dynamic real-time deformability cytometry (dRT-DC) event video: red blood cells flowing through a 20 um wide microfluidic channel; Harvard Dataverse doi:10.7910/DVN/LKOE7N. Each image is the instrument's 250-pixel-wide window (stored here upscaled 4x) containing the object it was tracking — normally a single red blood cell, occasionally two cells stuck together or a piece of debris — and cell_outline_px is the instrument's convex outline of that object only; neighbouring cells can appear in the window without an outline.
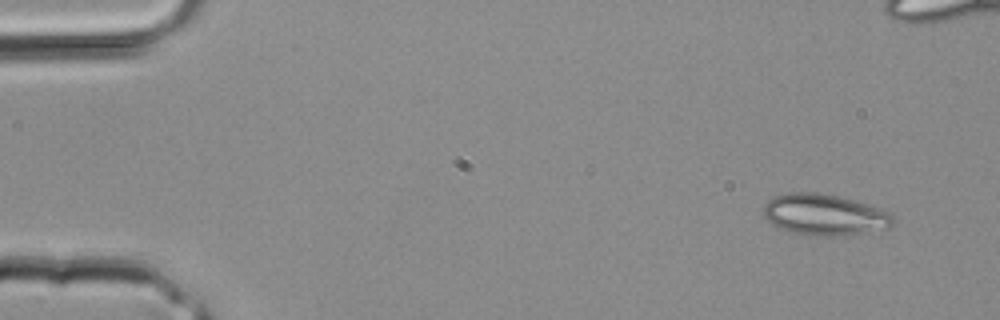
{"species": "common noctule bat (a hibernating species)", "species_latin": "Nyctalus noctula", "temperature_condition": "room temperature", "stored_images_in_passage": 4, "camera_frame_rate_fps": 3000, "um_per_image_px": 0.085, "animal": {"sex": "male", "body_mass_g": 20.4}, "frame": {"image": 1, "passage_image": 1, "time_ms": 0.0, "image_size_px": [1000, 320], "cell_outline_px": [[896, 220], [888, 228], [844, 236], [808, 236], [788, 232], [776, 228], [764, 216], [764, 204], [772, 196], [788, 192], [816, 192], [836, 196], [852, 200], [880, 208], [892, 216]], "centroid_in_image_um": [70.02, 18.27], "position_along_channel_um": 15.0, "area_um2": 31.39}}